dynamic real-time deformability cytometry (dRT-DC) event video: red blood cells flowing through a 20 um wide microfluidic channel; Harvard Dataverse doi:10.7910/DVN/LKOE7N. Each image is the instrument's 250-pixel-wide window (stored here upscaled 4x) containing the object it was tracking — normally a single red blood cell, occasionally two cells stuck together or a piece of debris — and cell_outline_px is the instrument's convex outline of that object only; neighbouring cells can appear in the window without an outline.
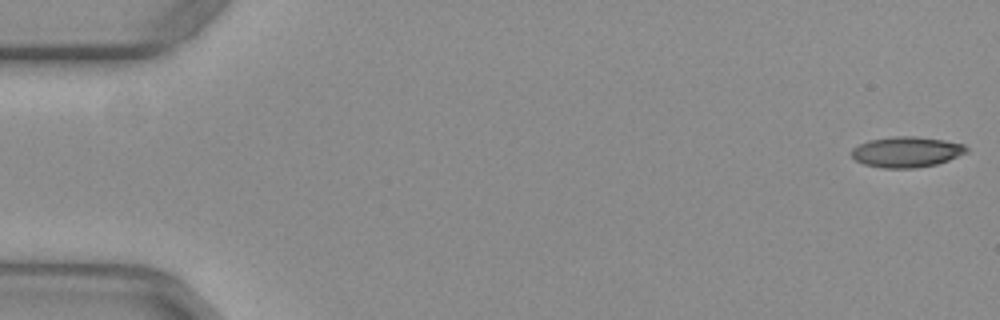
{"species": "common noctule bat (a hibernating species)", "species_latin": "Nyctalus noctula", "temperature_condition": "warm", "stored_images_in_passage": 17, "camera_frame_rate_fps": 3000, "um_per_image_px": 0.085, "animal": {"sex": "female", "body_mass_g": 29.2, "forearm_length_mm": 56.3}, "frame": {"image": 1, "passage_image": 1, "time_ms": 0.0, "image_size_px": [1000, 320], "cell_outline_px": [[968, 152], [948, 160], [936, 164], [916, 168], [880, 168], [864, 164], [856, 160], [852, 156], [852, 148], [868, 140], [896, 136], [916, 136], [944, 140], [964, 144], [968, 148]], "centroid_in_image_um": [77.06, 12.91], "position_along_channel_um": 7.9, "area_um2": 20.52}}
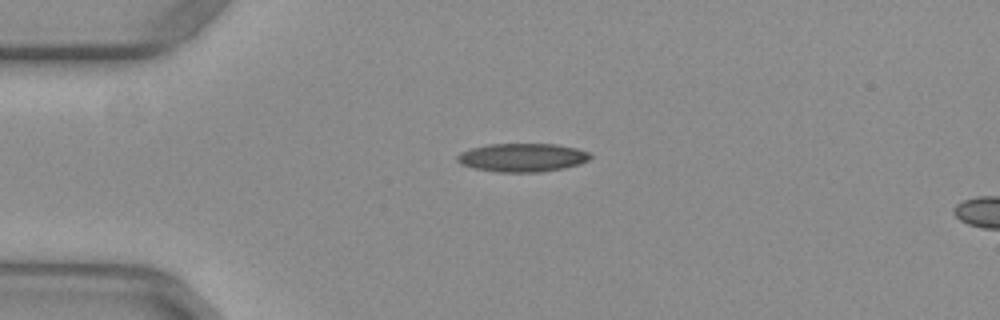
{"frame": {"image": 2, "passage_image": 13, "time_ms": 4.0, "image_size_px": [1000, 320], "cell_outline_px": [[592, 156], [588, 160], [580, 164], [564, 168], [540, 172], [500, 172], [476, 168], [460, 164], [456, 160], [456, 156], [460, 152], [472, 148], [488, 144], [556, 144], [576, 148], [588, 152]], "centroid_in_image_um": [44.4, 13.39], "position_along_channel_um": 40.6, "area_um2": 22.02}}